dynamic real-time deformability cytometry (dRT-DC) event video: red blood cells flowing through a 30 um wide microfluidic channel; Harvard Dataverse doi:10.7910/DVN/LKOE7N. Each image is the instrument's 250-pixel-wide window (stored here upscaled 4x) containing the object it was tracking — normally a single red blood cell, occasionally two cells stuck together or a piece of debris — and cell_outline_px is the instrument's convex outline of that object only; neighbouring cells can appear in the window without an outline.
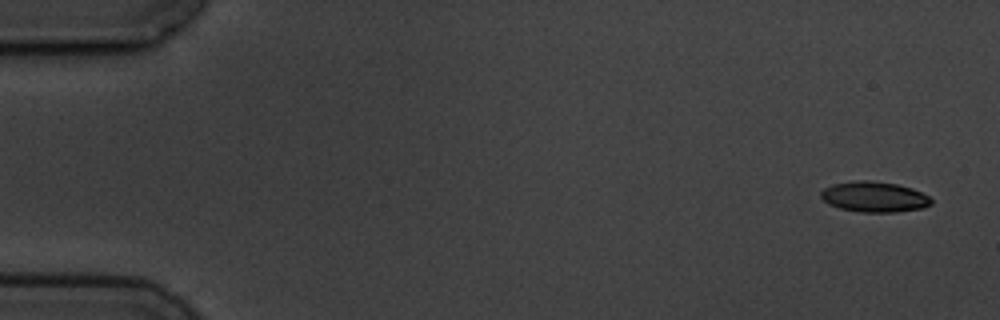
{"species": "common noctule bat (a hibernating species)", "species_latin": "Nyctalus noctula", "temperature_condition": "cold", "stored_images_in_passage": 4, "camera_frame_rate_fps": 3000, "um_per_image_px": 0.085, "animal": {"sex": "male", "body_mass_g": 19.5, "forearm_length_mm": 54.6}, "frame": {"image": 1, "passage_image": 1, "time_ms": 0.0, "image_size_px": [1000, 320], "cell_outline_px": [[932, 204], [924, 208], [896, 212], [860, 212], [840, 208], [828, 204], [820, 196], [820, 192], [824, 188], [832, 184], [856, 180], [868, 180], [896, 184], [912, 188], [928, 196], [932, 200]], "centroid_in_image_um": [74.3, 16.73], "position_along_channel_um": 10.7, "area_um2": 19.65}}
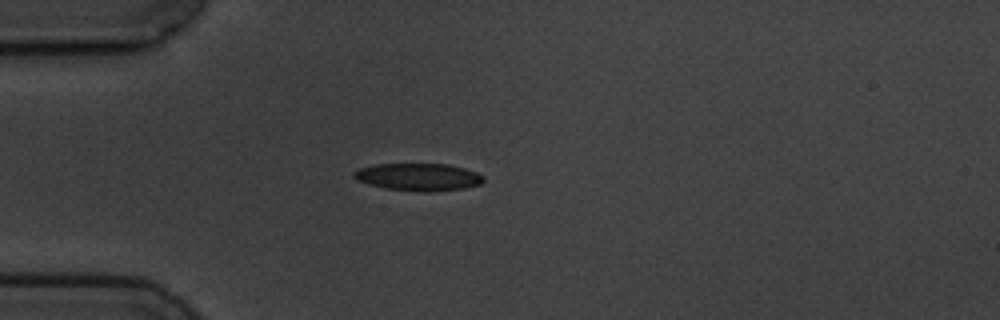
{"frame": {"image": 2, "passage_image": 4, "time_ms": 4.333, "image_size_px": [1000, 320], "cell_outline_px": [[484, 180], [480, 184], [464, 188], [424, 192], [384, 188], [356, 180], [352, 176], [352, 172], [360, 168], [376, 164], [448, 164], [464, 168], [476, 172], [484, 176]], "centroid_in_image_um": [35.55, 15.04], "position_along_channel_um": 49.4, "area_um2": 20.63}}